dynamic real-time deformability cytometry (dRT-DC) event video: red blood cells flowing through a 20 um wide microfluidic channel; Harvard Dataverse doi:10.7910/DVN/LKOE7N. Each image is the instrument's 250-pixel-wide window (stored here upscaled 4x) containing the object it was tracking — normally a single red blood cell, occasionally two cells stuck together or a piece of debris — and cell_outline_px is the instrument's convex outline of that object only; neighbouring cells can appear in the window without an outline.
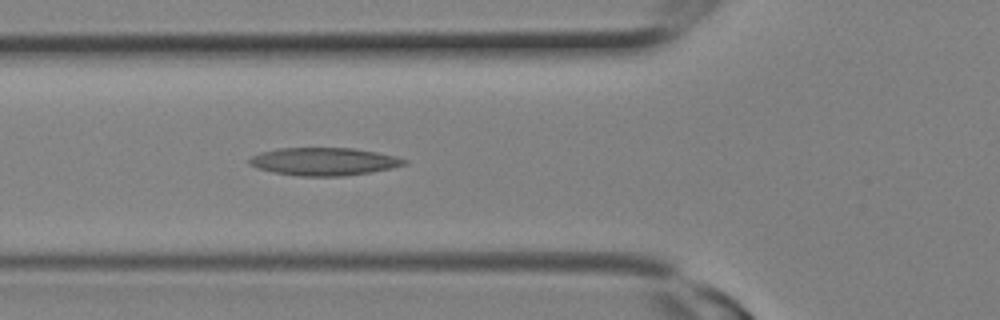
{"species": "Egyptian fruit bat (a non-hibernating species)", "species_latin": "Rousettus aegyptiacus", "temperature_condition": "room temperature", "stored_images_in_passage": 9, "camera_frame_rate_fps": 3000, "um_per_image_px": 0.085, "animal": {"sex": "female"}, "frame": {"image": 1, "passage_image": 9, "time_ms": 2.667, "image_size_px": [1000, 320], "cell_outline_px": [[408, 164], [392, 168], [344, 176], [300, 176], [272, 172], [256, 168], [248, 164], [248, 160], [252, 156], [260, 152], [276, 148], [352, 148], [376, 152], [396, 156], [408, 160]], "centroid_in_image_um": [27.51, 13.73], "position_along_channel_um": 98.3, "area_um2": 25.2}}